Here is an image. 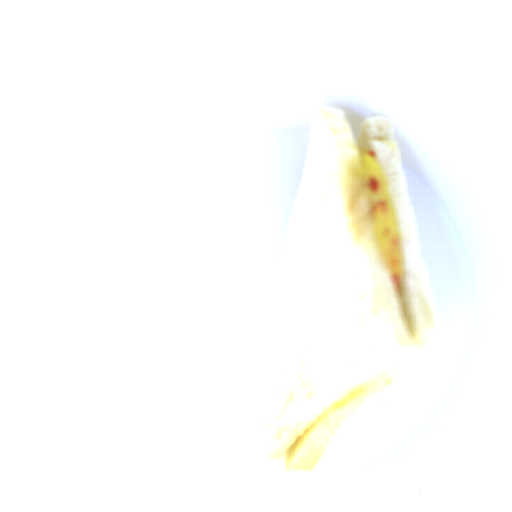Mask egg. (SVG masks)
Returning a JSON list of instances; mask_svg holds the SVG:
<instances>
[{"mask_svg":"<svg viewBox=\"0 0 512 512\" xmlns=\"http://www.w3.org/2000/svg\"><path fill=\"white\" fill-rule=\"evenodd\" d=\"M361 166L377 247L400 294L403 291L404 262L391 190L370 154H365Z\"/></svg>","mask_w":512,"mask_h":512,"instance_id":"obj_1","label":"egg"}]
</instances>
